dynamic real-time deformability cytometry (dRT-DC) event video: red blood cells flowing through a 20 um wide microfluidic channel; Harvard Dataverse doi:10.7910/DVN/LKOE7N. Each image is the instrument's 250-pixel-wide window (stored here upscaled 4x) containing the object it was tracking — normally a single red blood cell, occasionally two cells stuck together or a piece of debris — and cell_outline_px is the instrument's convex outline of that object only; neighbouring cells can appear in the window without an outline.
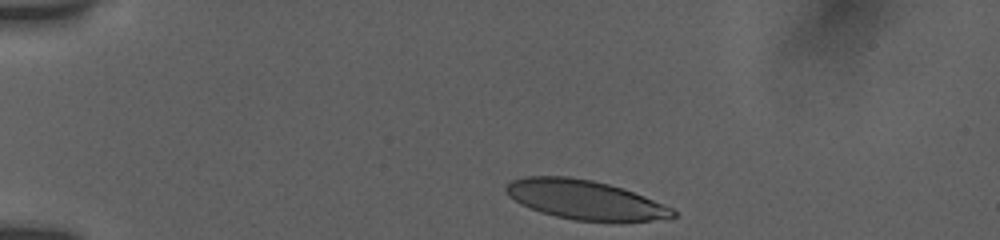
{"species": "human", "species_latin": "Homo sapiens", "temperature_condition": "room temperature", "stored_images_in_passage": 37, "camera_frame_rate_fps": 3000, "um_per_image_px": 0.085, "donor": {"sex": "female"}, "frame": {"image": 1, "passage_image": 1, "time_ms": 0.0, "image_size_px": [1000, 240], "cell_outline_px": [[676, 216], [652, 220], [576, 220], [556, 216], [540, 212], [520, 204], [508, 196], [504, 192], [504, 188], [512, 180], [524, 176], [568, 176], [592, 180], [624, 188], [644, 196], [672, 208], [676, 212]], "centroid_in_image_um": [49.65, 16.95], "position_along_channel_um": 35.4, "area_um2": 37.74}}
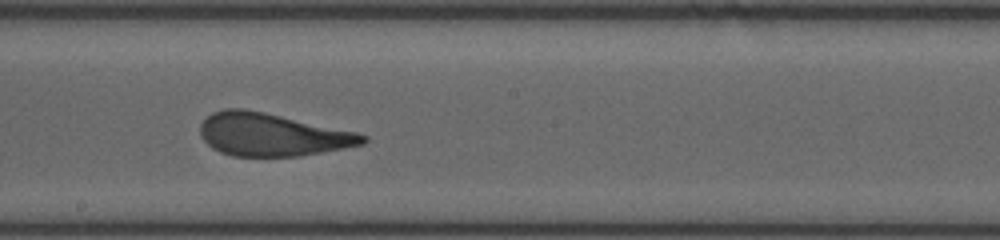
{"frame": {"image": 2, "passage_image": 21, "time_ms": 6.667, "image_size_px": [1000, 240], "cell_outline_px": [[368, 140], [364, 144], [300, 156], [232, 156], [220, 152], [212, 148], [200, 136], [200, 124], [212, 112], [224, 108], [244, 108], [264, 112], [356, 132], [368, 136]], "centroid_in_image_um": [23.09, 11.44], "position_along_channel_um": 225.1, "area_um2": 40.46}}
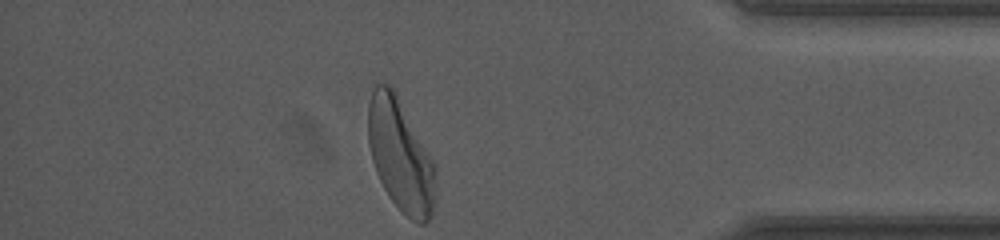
{"frame": {"image": 3, "passage_image": 37, "time_ms": 12.0, "image_size_px": [1000, 240], "cell_outline_px": [[436, 196], [432, 216], [424, 224], [416, 224], [388, 196], [376, 172], [372, 160], [368, 144], [368, 104], [372, 88], [376, 84], [388, 84], [392, 88], [436, 164]], "centroid_in_image_um": [34.05, 13.24], "position_along_channel_um": 401.1, "area_um2": 44.16}, "authors_computed_cell_mechanics": {"area_um2": 40.8646, "velocity_mm_per_s": 3.8208, "shape_relaxation_time_tau1_ms": 4.4704, "shape_relaxation_time_tau2_ms": 0.6688, "deformation_change_tau1": 0.2003, "deformation_change_tau2": 0.0762}}